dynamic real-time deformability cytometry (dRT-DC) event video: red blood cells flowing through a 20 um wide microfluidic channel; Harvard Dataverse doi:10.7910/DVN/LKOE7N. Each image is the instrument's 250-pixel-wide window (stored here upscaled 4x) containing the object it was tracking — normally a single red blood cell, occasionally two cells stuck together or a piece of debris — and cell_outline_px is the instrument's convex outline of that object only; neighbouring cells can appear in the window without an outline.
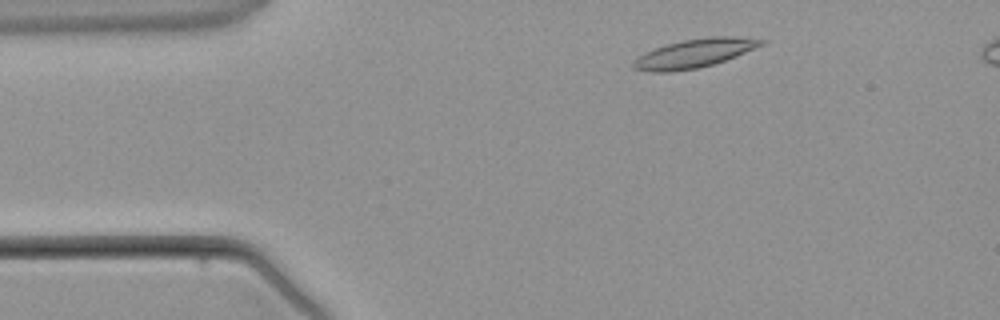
{"species": "common noctule bat (a hibernating species)", "species_latin": "Nyctalus noctula", "temperature_condition": "warm", "stored_images_in_passage": 3, "camera_frame_rate_fps": 3000, "um_per_image_px": 0.085, "animal": {"sex": "male", "body_mass_g": 21.5, "forearm_length_mm": 52.0}, "frame": {"image": 1, "passage_image": 1, "time_ms": 0.0, "image_size_px": [1000, 320], "cell_outline_px": [[768, 40], [764, 44], [736, 56], [712, 64], [696, 68], [668, 72], [652, 72], [632, 68], [632, 64], [644, 52], [668, 44], [684, 40], [708, 36], [732, 36]], "centroid_in_image_um": [59.04, 4.52], "position_along_channel_um": 26.0, "area_um2": 21.04}}